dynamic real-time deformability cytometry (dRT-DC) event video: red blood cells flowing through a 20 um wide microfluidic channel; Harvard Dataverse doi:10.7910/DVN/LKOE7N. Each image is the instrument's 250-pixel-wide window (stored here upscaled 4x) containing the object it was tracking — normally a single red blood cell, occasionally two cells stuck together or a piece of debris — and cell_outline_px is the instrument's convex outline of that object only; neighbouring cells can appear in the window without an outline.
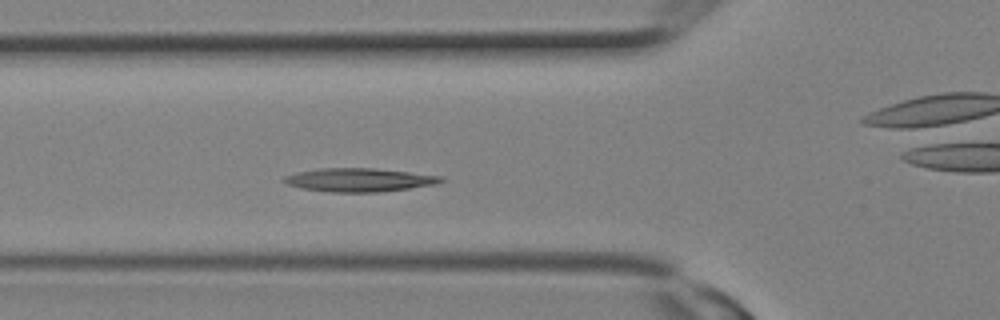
{"species": "Egyptian fruit bat (a non-hibernating species)", "species_latin": "Rousettus aegyptiacus", "temperature_condition": "room temperature", "stored_images_in_passage": 8, "camera_frame_rate_fps": 3000, "um_per_image_px": 0.085, "animal": {"sex": "female"}, "frame": {"image": 1, "passage_image": 7, "time_ms": 2.0, "image_size_px": [1000, 320], "cell_outline_px": [[444, 180], [436, 184], [408, 188], [376, 192], [332, 192], [300, 188], [288, 184], [280, 180], [284, 176], [296, 172], [320, 168], [372, 168], [444, 176]], "centroid_in_image_um": [30.49, 15.29], "position_along_channel_um": 95.3, "area_um2": 21.39}}